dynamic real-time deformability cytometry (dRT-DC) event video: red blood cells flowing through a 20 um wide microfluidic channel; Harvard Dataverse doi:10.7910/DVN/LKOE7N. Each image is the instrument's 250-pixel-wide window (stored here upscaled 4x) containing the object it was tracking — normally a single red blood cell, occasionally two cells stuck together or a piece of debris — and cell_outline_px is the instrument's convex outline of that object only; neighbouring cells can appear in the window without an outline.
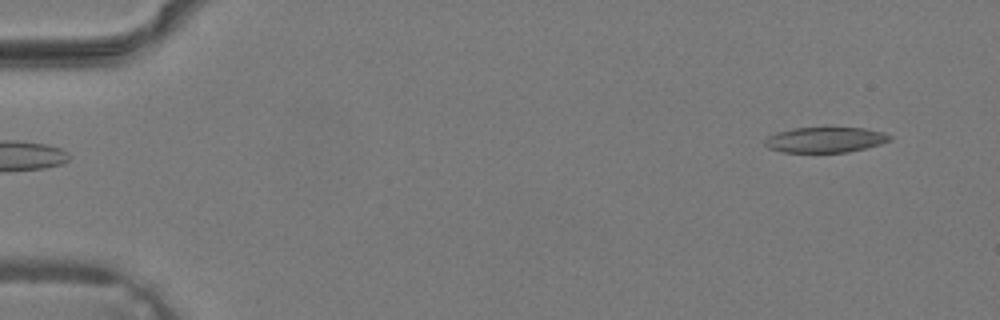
{"species": "common noctule bat (a hibernating species)", "species_latin": "Nyctalus noctula", "temperature_condition": "warm", "stored_images_in_passage": 37, "camera_frame_rate_fps": 3000, "um_per_image_px": 0.085, "animal": {"sex": "male", "body_mass_g": 19.2, "forearm_length_mm": 51.8}, "frame": {"image": 1, "passage_image": 1, "time_ms": 0.0, "image_size_px": [1000, 320], "cell_outline_px": [[892, 140], [880, 144], [848, 152], [784, 152], [768, 148], [764, 144], [764, 140], [768, 136], [776, 132], [792, 128], [864, 128], [884, 132], [892, 136]], "centroid_in_image_um": [70.14, 11.88], "position_along_channel_um": 14.9, "area_um2": 18.5}}
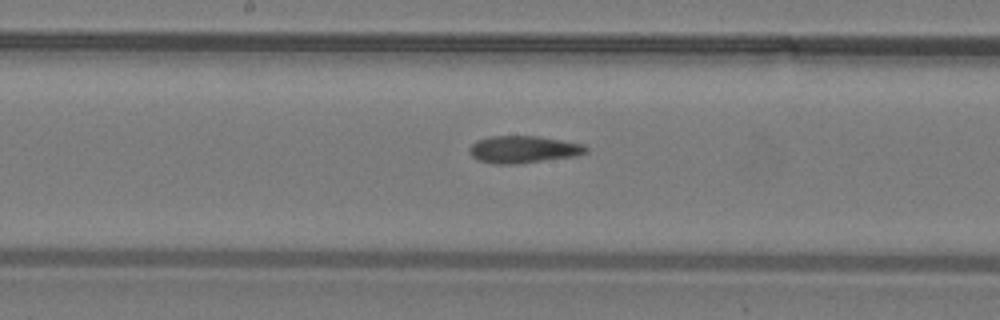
{"frame": {"image": 2, "passage_image": 19, "time_ms": 6.0, "image_size_px": [1000, 320], "cell_outline_px": [[588, 152], [576, 156], [520, 164], [492, 164], [480, 160], [472, 156], [468, 152], [468, 148], [476, 140], [488, 136], [536, 136], [584, 144], [588, 148]], "centroid_in_image_um": [44.47, 12.71], "position_along_channel_um": 203.7, "area_um2": 18.67}}
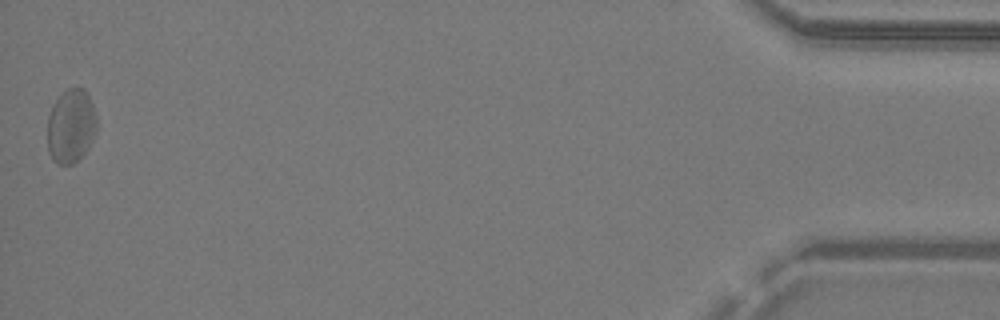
{"frame": {"image": 3, "passage_image": 37, "time_ms": 12.0, "image_size_px": [1000, 320], "cell_outline_px": [[96, 132], [88, 148], [72, 164], [56, 164], [52, 160], [48, 152], [48, 116], [52, 104], [68, 88], [84, 88], [92, 104], [96, 116]], "centroid_in_image_um": [6.01, 10.73], "position_along_channel_um": 429.2, "area_um2": 21.1}}